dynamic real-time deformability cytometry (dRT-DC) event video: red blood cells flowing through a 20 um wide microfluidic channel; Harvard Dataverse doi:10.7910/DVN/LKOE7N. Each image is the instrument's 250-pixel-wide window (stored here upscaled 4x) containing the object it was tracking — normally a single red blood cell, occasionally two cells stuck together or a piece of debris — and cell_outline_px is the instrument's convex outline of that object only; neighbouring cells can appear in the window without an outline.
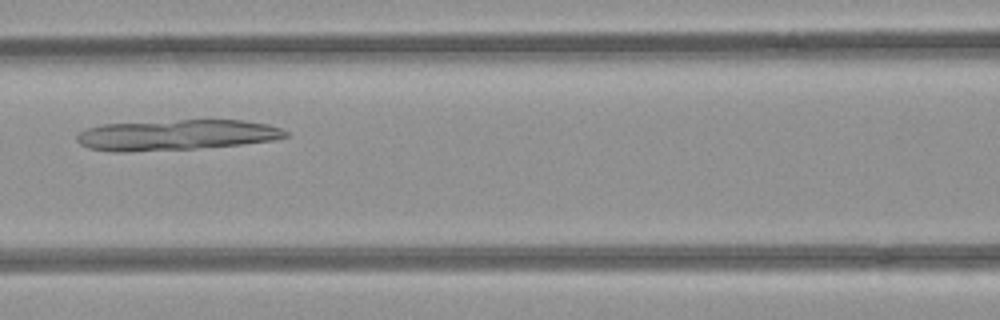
{"species": "common noctule bat (a hibernating species)", "species_latin": "Nyctalus noctula", "temperature_condition": "room temperature", "stored_images_in_passage": 42, "camera_frame_rate_fps": 3000, "um_per_image_px": 0.085, "animal": {"sex": "female", "body_mass_g": 21.9}, "frame": {"image": 1, "passage_image": 13, "time_ms": 4.0, "image_size_px": [1000, 320], "cell_outline_px": [[288, 136], [276, 140], [240, 144], [192, 148], [120, 152], [116, 152], [88, 148], [80, 144], [76, 140], [76, 136], [80, 132], [88, 128], [104, 124], [180, 120], [244, 120], [268, 124], [280, 128], [288, 132]], "centroid_in_image_um": [15.0, 11.46], "position_along_channel_um": 151.6, "area_um2": 36.82}}
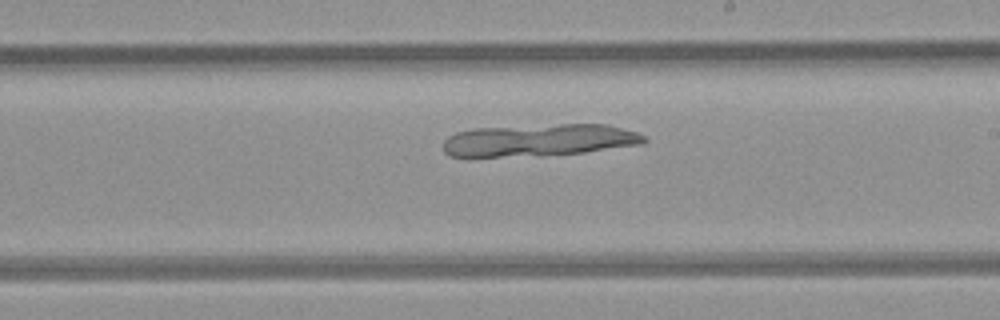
{"frame": {"image": 2, "passage_image": 20, "time_ms": 6.333, "image_size_px": [1000, 320], "cell_outline_px": [[648, 140], [644, 144], [584, 152], [540, 156], [448, 156], [444, 152], [444, 140], [448, 136], [456, 132], [472, 128], [560, 124], [608, 124], [636, 132], [644, 136]], "centroid_in_image_um": [45.84, 11.91], "position_along_channel_um": 243.2, "area_um2": 37.86}}
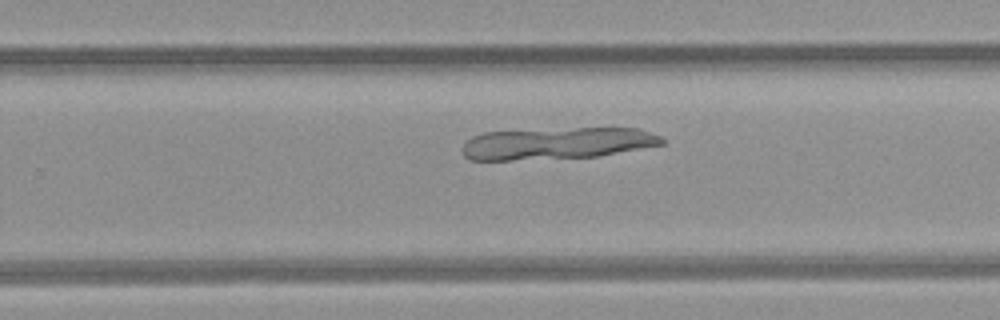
{"frame": {"image": 3, "passage_image": 23, "time_ms": 7.333, "image_size_px": [1000, 320], "cell_outline_px": [[664, 144], [596, 156], [512, 160], [468, 160], [464, 156], [460, 148], [472, 136], [484, 132], [576, 128], [640, 128], [660, 136], [664, 140]], "centroid_in_image_um": [47.3, 12.18], "position_along_channel_um": 282.5, "area_um2": 36.82}}